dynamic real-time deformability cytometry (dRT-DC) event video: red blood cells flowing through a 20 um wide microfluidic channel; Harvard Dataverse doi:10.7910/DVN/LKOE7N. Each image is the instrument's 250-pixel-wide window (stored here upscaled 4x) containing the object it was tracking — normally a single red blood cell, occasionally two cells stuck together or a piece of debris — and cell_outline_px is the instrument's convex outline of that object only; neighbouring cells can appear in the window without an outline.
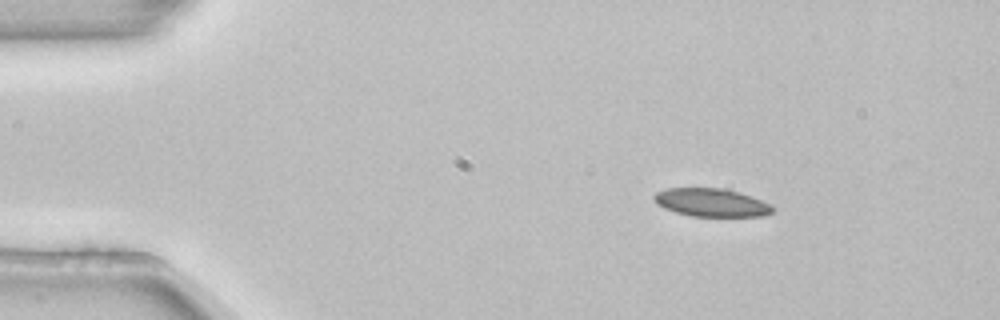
{"species": "common noctule bat (a hibernating species)", "species_latin": "Nyctalus noctula", "temperature_condition": "room temperature", "stored_images_in_passage": 3, "camera_frame_rate_fps": 3000, "um_per_image_px": 0.085, "animal": {"sex": "female", "body_mass_g": 22.7, "forearm_length_mm": 54.2}, "frame": {"image": 1, "passage_image": 1, "time_ms": 0.0, "image_size_px": [1000, 320], "cell_outline_px": [[776, 208], [772, 212], [764, 216], [692, 216], [676, 212], [664, 208], [656, 204], [652, 196], [656, 192], [664, 188], [724, 188], [740, 192], [752, 196]], "centroid_in_image_um": [60.44, 17.21], "position_along_channel_um": 24.6, "area_um2": 19.54}}
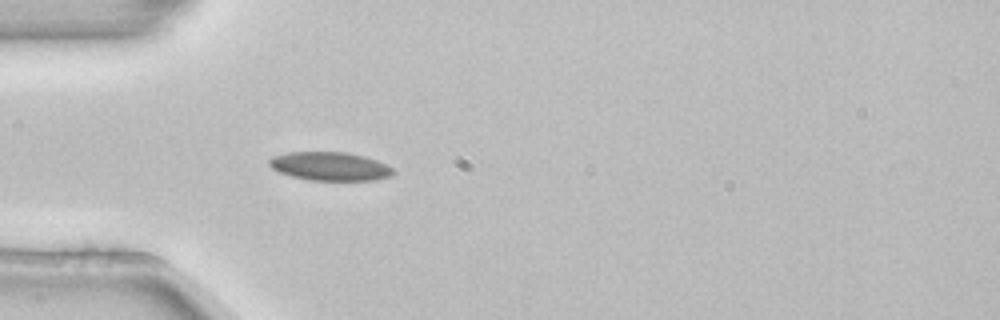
{"frame": {"image": 2, "passage_image": 3, "time_ms": 0.667, "image_size_px": [1000, 320], "cell_outline_px": [[396, 172], [392, 176], [376, 180], [308, 180], [292, 176], [280, 172], [272, 168], [268, 164], [268, 160], [272, 156], [288, 152], [348, 152], [364, 156], [388, 164]], "centroid_in_image_um": [28.07, 14.13], "position_along_channel_um": 56.9, "area_um2": 20.81}}